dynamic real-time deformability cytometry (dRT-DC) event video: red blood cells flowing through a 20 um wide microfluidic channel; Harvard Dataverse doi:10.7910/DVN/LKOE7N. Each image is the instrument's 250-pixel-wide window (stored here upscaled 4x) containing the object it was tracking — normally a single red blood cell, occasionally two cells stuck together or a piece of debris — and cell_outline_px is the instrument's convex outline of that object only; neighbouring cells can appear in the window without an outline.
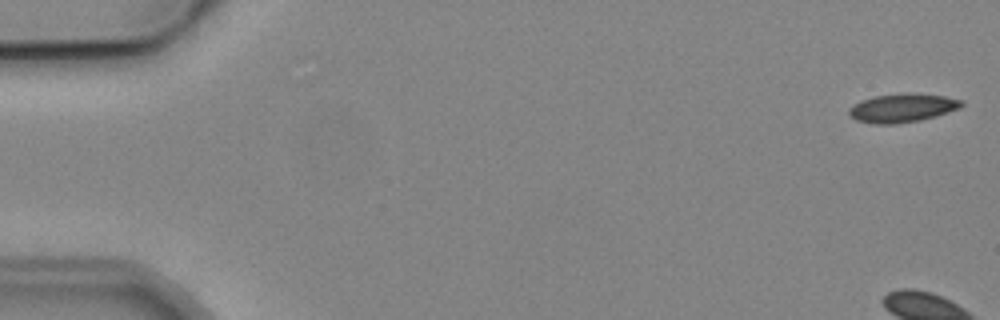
{"species": "common noctule bat (a hibernating species)", "species_latin": "Nyctalus noctula", "temperature_condition": "cold", "stored_images_in_passage": 4, "camera_frame_rate_fps": 3000, "um_per_image_px": 0.085, "animal": {"sex": "male", "body_mass_g": 19.2, "forearm_length_mm": 51.8}, "frame": {"image": 1, "passage_image": 1, "time_ms": 0.0, "image_size_px": [1000, 320], "cell_outline_px": [[964, 104], [960, 108], [936, 116], [920, 120], [896, 124], [876, 124], [856, 120], [848, 116], [848, 108], [860, 100], [876, 96], [944, 96], [964, 100]], "centroid_in_image_um": [76.66, 9.23], "position_along_channel_um": 8.3, "area_um2": 17.98}}